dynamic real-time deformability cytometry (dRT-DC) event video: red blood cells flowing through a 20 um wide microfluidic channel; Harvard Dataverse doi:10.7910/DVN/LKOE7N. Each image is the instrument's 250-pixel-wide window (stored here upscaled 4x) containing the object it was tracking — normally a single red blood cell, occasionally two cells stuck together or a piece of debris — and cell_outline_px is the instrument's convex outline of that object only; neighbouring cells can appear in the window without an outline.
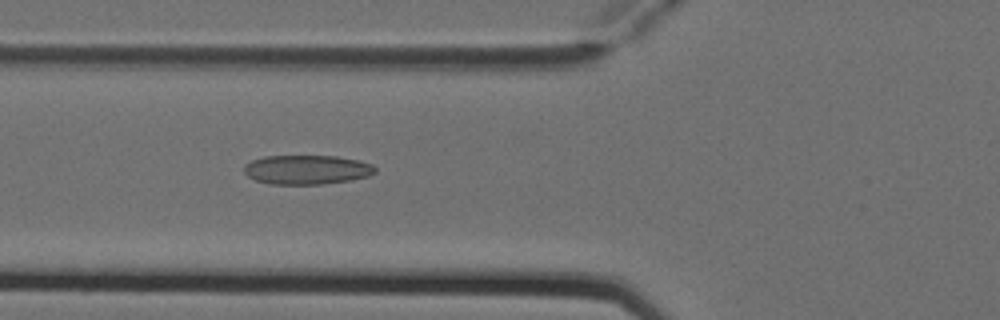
{"species": "Egyptian fruit bat (a non-hibernating species)", "species_latin": "Rousettus aegyptiacus", "temperature_condition": "cold", "stored_images_in_passage": 3, "camera_frame_rate_fps": 3000, "um_per_image_px": 0.085, "animal": {"sex": "female"}, "frame": {"image": 1, "passage_image": 3, "time_ms": 0.667, "image_size_px": [1000, 320], "cell_outline_px": [[376, 172], [368, 176], [352, 180], [324, 184], [268, 184], [256, 180], [248, 176], [244, 172], [244, 164], [252, 160], [264, 156], [336, 156], [360, 160], [372, 164], [376, 168]], "centroid_in_image_um": [26.09, 14.42], "position_along_channel_um": 99.7, "area_um2": 22.54}}